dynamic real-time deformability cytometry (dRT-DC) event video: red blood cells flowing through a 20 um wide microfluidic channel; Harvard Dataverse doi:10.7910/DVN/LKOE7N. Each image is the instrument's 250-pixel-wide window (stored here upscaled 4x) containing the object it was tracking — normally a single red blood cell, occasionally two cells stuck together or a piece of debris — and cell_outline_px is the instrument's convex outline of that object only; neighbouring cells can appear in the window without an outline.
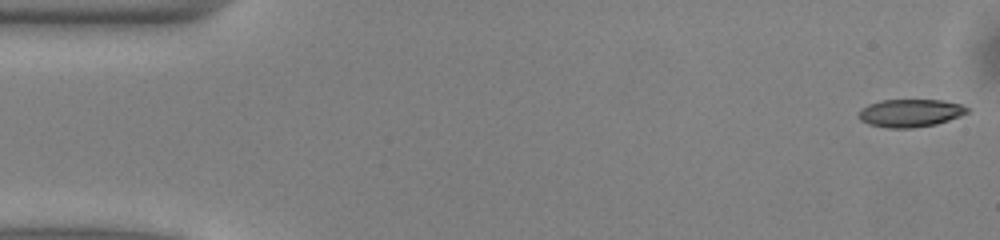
{"species": "common noctule bat (a hibernating species)", "species_latin": "Nyctalus noctula", "temperature_condition": "warm", "stored_images_in_passage": 50, "camera_frame_rate_fps": 3000, "um_per_image_px": 0.085, "animal": {"sex": "male", "body_mass_g": 13.0, "forearm_length_mm": 53.1}, "frame": {"image": 1, "passage_image": 1, "time_ms": 0.0, "image_size_px": [1000, 240], "cell_outline_px": [[968, 112], [960, 116], [936, 124], [912, 128], [888, 128], [868, 124], [860, 120], [856, 116], [860, 108], [868, 104], [880, 100], [944, 100], [964, 104], [968, 108]], "centroid_in_image_um": [77.34, 9.6], "position_along_channel_um": 7.7, "area_um2": 17.86}}
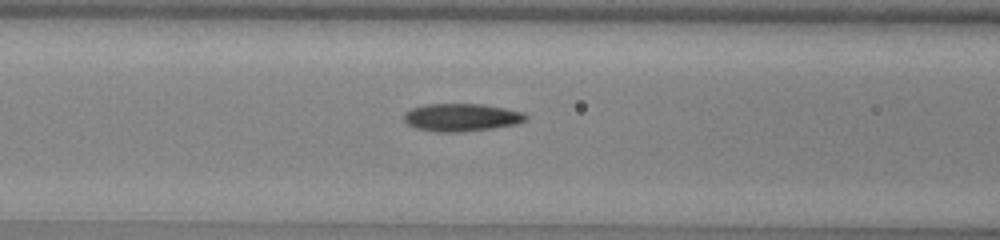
{"frame": {"image": 2, "passage_image": 20, "time_ms": 6.333, "image_size_px": [1000, 240], "cell_outline_px": [[528, 116], [524, 120], [516, 124], [492, 128], [460, 132], [436, 132], [416, 128], [408, 124], [404, 120], [404, 112], [412, 108], [424, 104], [484, 104], [524, 112]], "centroid_in_image_um": [39.2, 9.97], "position_along_channel_um": 127.4, "area_um2": 19.71}}
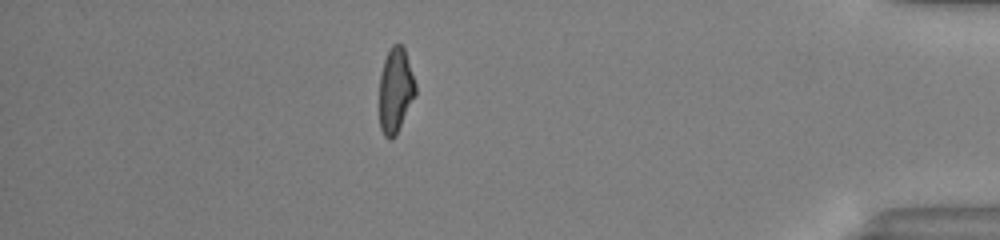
{"frame": {"image": 3, "passage_image": 44, "time_ms": 14.333, "image_size_px": [1000, 240], "cell_outline_px": [[416, 96], [396, 136], [388, 140], [384, 136], [380, 128], [380, 76], [384, 60], [392, 44], [400, 44], [404, 48], [416, 84]], "centroid_in_image_um": [33.63, 7.72], "position_along_channel_um": 401.6, "area_um2": 17.98}, "authors_computed_cell_mechanics": {"area_um2": 18.6983, "velocity_mm_per_s": 4.0375, "shape_relaxation_time_tau1_ms": 5.1881, "shape_relaxation_time_tau2_ms": 2.7956, "deformation_change_tau1": 0.1867, "deformation_change_tau2": 0.1247}}